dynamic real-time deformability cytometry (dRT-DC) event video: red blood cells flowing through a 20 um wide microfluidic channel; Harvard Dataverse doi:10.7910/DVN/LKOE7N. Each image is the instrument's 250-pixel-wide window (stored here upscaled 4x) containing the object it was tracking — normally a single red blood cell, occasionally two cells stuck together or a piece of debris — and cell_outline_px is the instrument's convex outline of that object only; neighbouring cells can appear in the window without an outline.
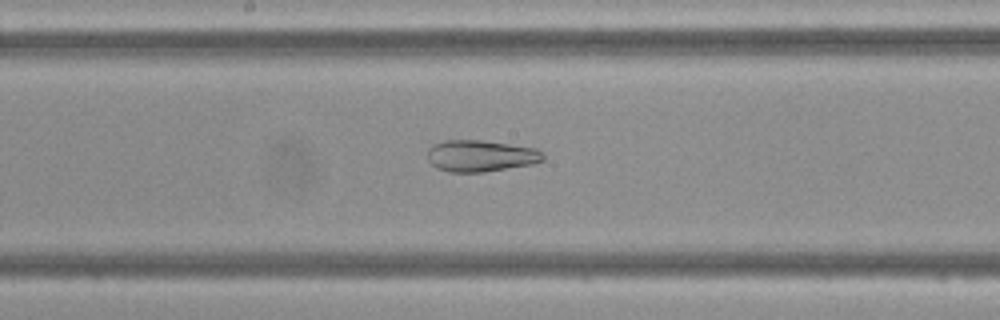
{"species": "Egyptian fruit bat (a non-hibernating species)", "species_latin": "Rousettus aegyptiacus", "temperature_condition": "cold", "stored_images_in_passage": 45, "camera_frame_rate_fps": 3000, "um_per_image_px": 0.085, "frame": {"image": 1, "passage_image": 22, "time_ms": 7.0, "image_size_px": [1000, 320], "cell_outline_px": [[544, 160], [532, 164], [484, 172], [448, 172], [436, 168], [428, 160], [428, 148], [432, 144], [444, 140], [480, 140], [536, 148], [544, 152]], "centroid_in_image_um": [40.84, 13.25], "position_along_channel_um": 207.4, "area_um2": 21.39}}
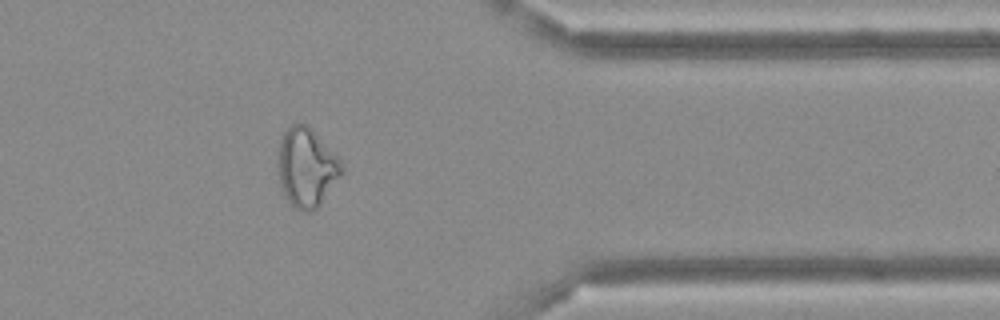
{"frame": {"image": 2, "passage_image": 36, "time_ms": 11.667, "image_size_px": [1000, 320], "cell_outline_px": [[344, 172], [320, 204], [312, 212], [300, 212], [292, 208], [284, 196], [276, 172], [276, 156], [280, 140], [284, 132], [292, 124], [308, 124], [344, 164]], "centroid_in_image_um": [26.02, 14.26], "position_along_channel_um": 385.4, "area_um2": 30.06}}
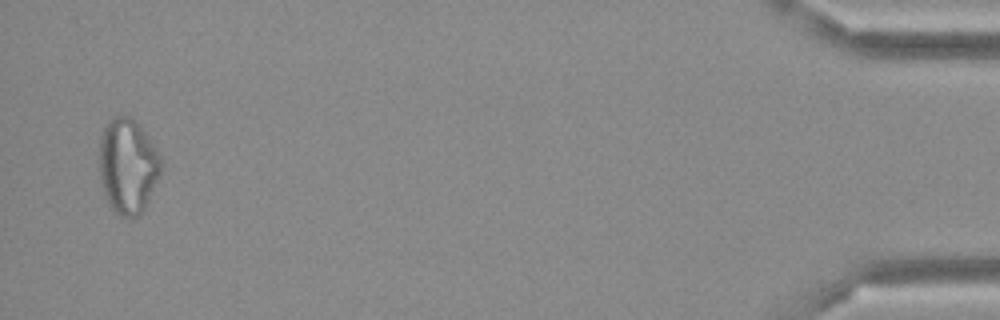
{"frame": {"image": 3, "passage_image": 44, "time_ms": 14.333, "image_size_px": [1000, 320], "cell_outline_px": [[164, 164], [160, 176], [144, 208], [132, 220], [120, 216], [108, 204], [104, 192], [100, 176], [100, 136], [108, 120], [112, 116], [128, 116], [144, 132], [156, 148]], "centroid_in_image_um": [10.87, 14.13], "position_along_channel_um": 424.3, "area_um2": 34.1}}